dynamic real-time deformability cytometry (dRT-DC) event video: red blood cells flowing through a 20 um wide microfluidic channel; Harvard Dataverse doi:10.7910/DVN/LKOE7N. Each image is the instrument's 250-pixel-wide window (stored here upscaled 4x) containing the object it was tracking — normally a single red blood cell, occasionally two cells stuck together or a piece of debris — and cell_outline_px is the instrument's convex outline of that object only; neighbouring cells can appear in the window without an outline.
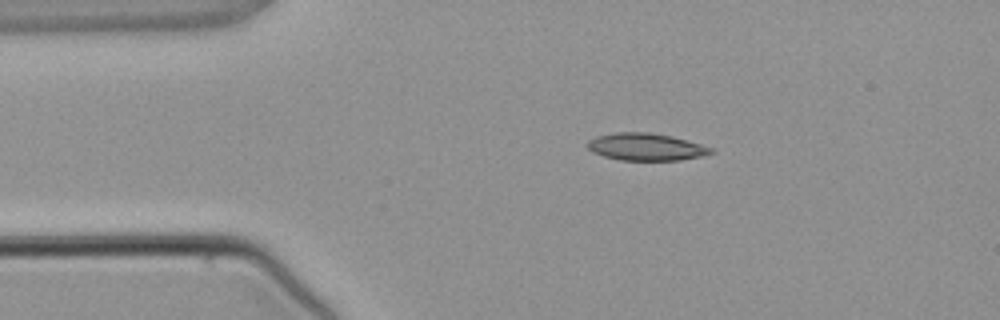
{"species": "common noctule bat (a hibernating species)", "species_latin": "Nyctalus noctula", "temperature_condition": "warm", "stored_images_in_passage": 2, "camera_frame_rate_fps": 3000, "um_per_image_px": 0.085, "animal": {"sex": "male", "body_mass_g": 21.5, "forearm_length_mm": 52.0}, "frame": {"image": 1, "passage_image": 1, "time_ms": 0.0, "image_size_px": [1000, 320], "cell_outline_px": [[716, 152], [700, 156], [680, 160], [620, 160], [604, 156], [592, 152], [584, 144], [588, 140], [596, 136], [616, 132], [648, 132], [672, 136], [700, 144], [712, 148]], "centroid_in_image_um": [54.86, 12.48], "position_along_channel_um": 30.1, "area_um2": 19.65}}